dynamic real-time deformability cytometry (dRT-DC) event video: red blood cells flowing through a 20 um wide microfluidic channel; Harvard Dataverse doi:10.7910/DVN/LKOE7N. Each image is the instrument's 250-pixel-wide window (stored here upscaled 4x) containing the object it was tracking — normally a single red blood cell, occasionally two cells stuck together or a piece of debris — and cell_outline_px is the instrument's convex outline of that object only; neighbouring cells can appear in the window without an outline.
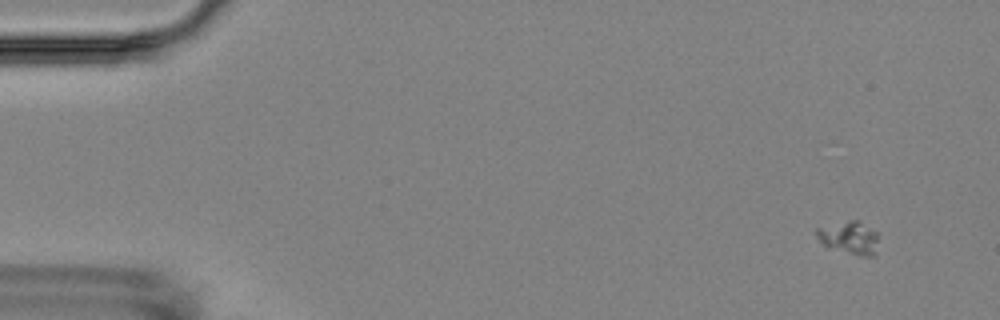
{"species": "Egyptian fruit bat (a non-hibernating species)", "species_latin": "Rousettus aegyptiacus", "temperature_condition": "room temperature", "stored_images_in_passage": 5, "camera_frame_rate_fps": 3000, "um_per_image_px": 0.085, "animal": {"sex": "female"}, "frame": {"image": 1, "passage_image": 1, "time_ms": 0.0, "image_size_px": [1000, 320], "cell_outline_px": [[880, 236], [876, 256], [860, 256], [828, 248], [816, 236], [816, 228], [852, 220], [856, 220], [880, 232]], "centroid_in_image_um": [72.28, 20.23], "position_along_channel_um": 12.7, "area_um2": 12.14}}